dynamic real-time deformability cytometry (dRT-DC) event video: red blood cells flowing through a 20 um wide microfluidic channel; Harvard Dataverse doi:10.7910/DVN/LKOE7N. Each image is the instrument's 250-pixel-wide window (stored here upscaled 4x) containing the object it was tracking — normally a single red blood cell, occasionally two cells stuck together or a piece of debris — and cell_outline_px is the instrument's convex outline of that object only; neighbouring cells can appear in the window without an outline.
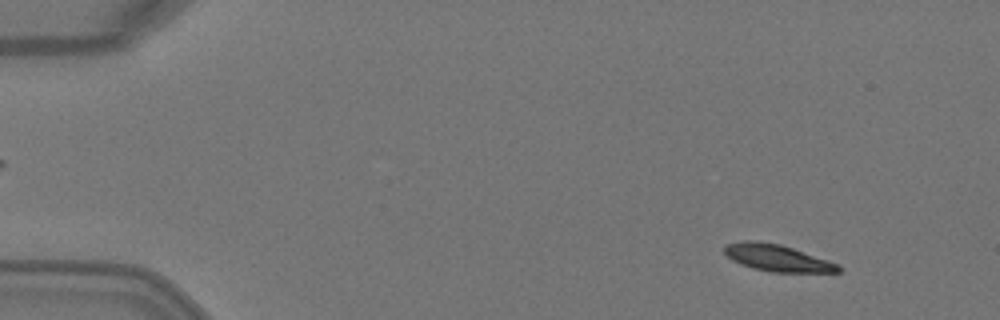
{"species": "Egyptian fruit bat (a non-hibernating species)", "species_latin": "Rousettus aegyptiacus", "temperature_condition": "warm", "stored_images_in_passage": 4, "segment_of_instrument_passage": [2, 2], "camera_frame_rate_fps": 3000, "um_per_image_px": 0.085, "animal": {"sex": "female"}, "frame": {"image": 1, "passage_image": 4, "time_ms": 1.0, "image_size_px": [1000, 320], "cell_outline_px": [[840, 272], [772, 272], [752, 268], [740, 264], [732, 260], [724, 252], [724, 244], [744, 240], [760, 240], [780, 244], [840, 264]], "centroid_in_image_um": [66.03, 21.91], "position_along_channel_um": 19.0, "area_um2": 17.86}}